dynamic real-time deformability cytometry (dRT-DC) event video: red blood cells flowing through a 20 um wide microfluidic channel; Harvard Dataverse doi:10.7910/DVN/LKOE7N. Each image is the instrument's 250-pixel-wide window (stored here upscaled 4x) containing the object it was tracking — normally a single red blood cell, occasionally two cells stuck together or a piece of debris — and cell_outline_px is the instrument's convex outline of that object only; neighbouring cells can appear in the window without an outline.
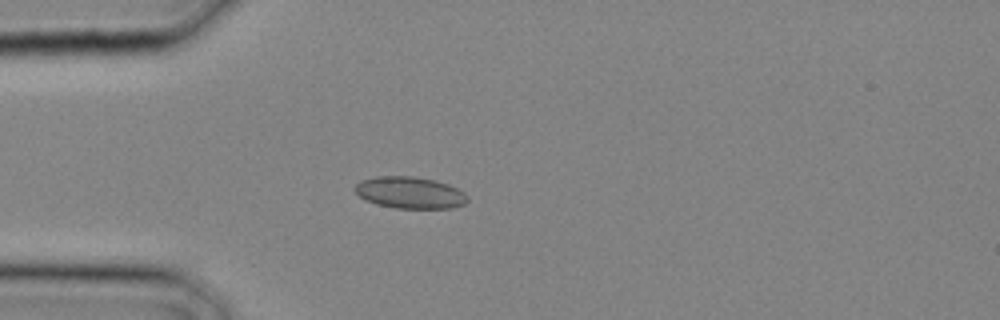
{"species": "common noctule bat (a hibernating species)", "species_latin": "Nyctalus noctula", "temperature_condition": "cold", "stored_images_in_passage": 27, "camera_frame_rate_fps": 3000, "um_per_image_px": 0.085, "animal": {"sex": "male", "body_mass_g": 20.4}, "frame": {"image": 1, "passage_image": 7, "time_ms": 2.0, "image_size_px": [1000, 320], "cell_outline_px": [[468, 200], [464, 204], [452, 208], [396, 208], [376, 204], [364, 200], [352, 188], [360, 180], [376, 176], [412, 176], [436, 180], [448, 184], [464, 192], [468, 196]], "centroid_in_image_um": [34.82, 16.37], "position_along_channel_um": 50.2, "area_um2": 20.98}}
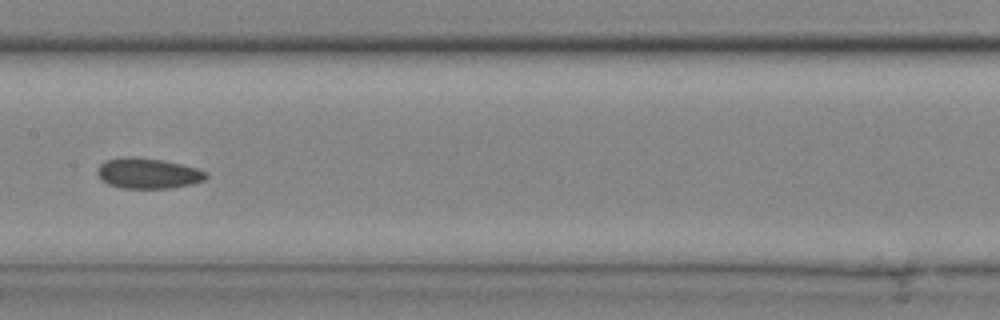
{"frame": {"image": 2, "passage_image": 14, "time_ms": 4.333, "image_size_px": [1000, 320], "cell_outline_px": [[208, 176], [204, 180], [192, 184], [172, 188], [124, 188], [108, 184], [100, 180], [96, 172], [100, 164], [104, 160], [120, 156], [136, 156], [164, 160], [196, 168], [208, 172]], "centroid_in_image_um": [12.55, 14.72], "position_along_channel_um": 194.9, "area_um2": 19.65}}
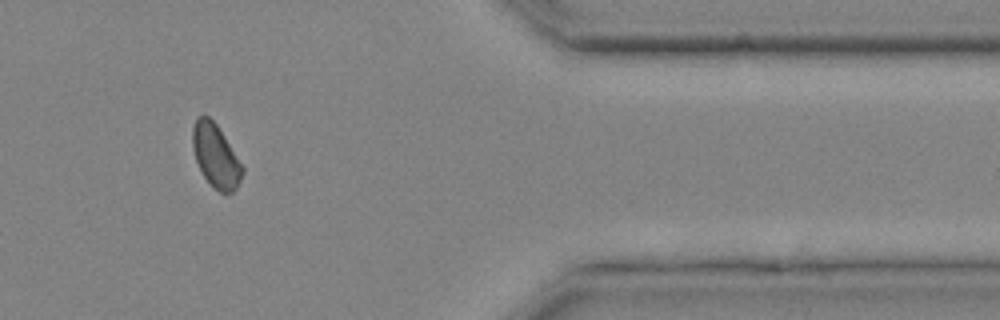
{"frame": {"image": 3, "passage_image": 24, "time_ms": 7.667, "image_size_px": [1000, 320], "cell_outline_px": [[244, 172], [236, 188], [232, 192], [220, 192], [212, 188], [204, 176], [196, 160], [192, 148], [192, 128], [196, 116], [208, 116], [216, 124], [224, 136], [244, 168]], "centroid_in_image_um": [18.32, 13.25], "position_along_channel_um": 393.1, "area_um2": 18.21}}